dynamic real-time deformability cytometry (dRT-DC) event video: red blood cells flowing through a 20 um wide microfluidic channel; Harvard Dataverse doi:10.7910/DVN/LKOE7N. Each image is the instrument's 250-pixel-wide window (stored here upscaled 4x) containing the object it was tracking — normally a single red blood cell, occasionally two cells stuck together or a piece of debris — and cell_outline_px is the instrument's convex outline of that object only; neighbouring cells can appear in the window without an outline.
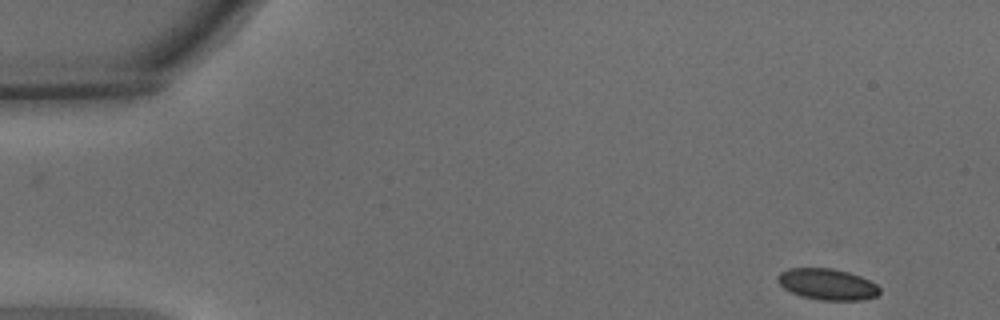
{"species": "common noctule bat (a hibernating species)", "species_latin": "Nyctalus noctula", "temperature_condition": "warm", "stored_images_in_passage": 53, "camera_frame_rate_fps": 3000, "um_per_image_px": 0.085, "animal": {"sex": "male", "body_mass_g": 15.6}, "frame": {"image": 1, "passage_image": 1, "time_ms": 0.0, "image_size_px": [1000, 320], "cell_outline_px": [[880, 292], [876, 296], [864, 300], [820, 300], [800, 296], [784, 288], [776, 280], [776, 276], [780, 272], [788, 268], [832, 268], [848, 272], [860, 276], [876, 284], [880, 288]], "centroid_in_image_um": [70.3, 24.16], "position_along_channel_um": 14.7, "area_um2": 18.61}}
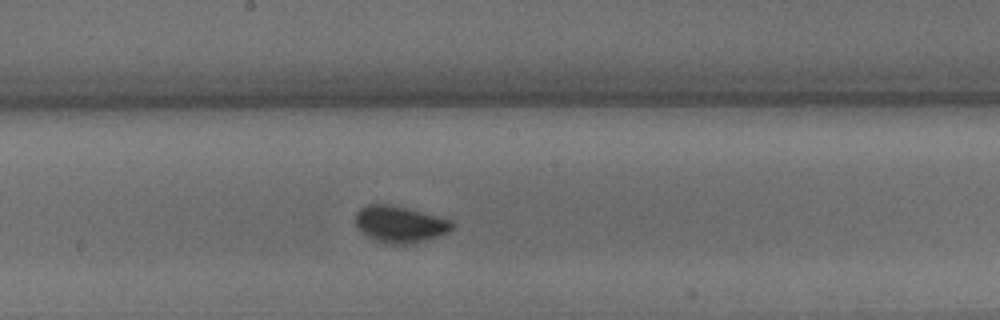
{"frame": {"image": 2, "passage_image": 27, "time_ms": 8.667, "image_size_px": [1000, 320], "cell_outline_px": [[452, 228], [448, 232], [424, 240], [408, 244], [388, 244], [372, 240], [360, 232], [356, 228], [356, 212], [360, 208], [368, 204], [388, 204], [408, 208], [452, 220]], "centroid_in_image_um": [33.93, 19.06], "position_along_channel_um": 214.3, "area_um2": 20.63}}
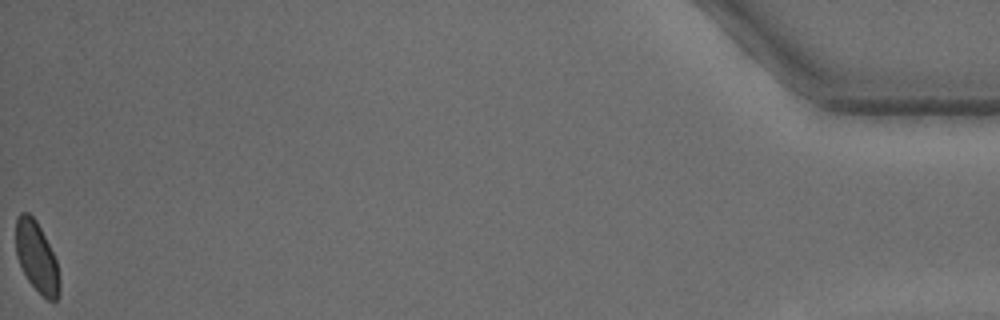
{"frame": {"image": 3, "passage_image": 53, "time_ms": 17.333, "image_size_px": [1000, 320], "cell_outline_px": [[60, 296], [56, 300], [48, 300], [28, 280], [16, 256], [16, 216], [20, 212], [28, 212], [36, 220], [56, 260], [60, 284]], "centroid_in_image_um": [3.11, 21.83], "position_along_channel_um": 432.1, "area_um2": 17.63}, "authors_computed_cell_mechanics": {"area_um2": 19.074, "velocity_mm_per_s": 3.628, "shape_relaxation_time_tau1_ms": 2.3128, "shape_relaxation_time_tau2_ms": null, "deformation_change_tau1": 0.0633, "deformation_change_tau2": null}}